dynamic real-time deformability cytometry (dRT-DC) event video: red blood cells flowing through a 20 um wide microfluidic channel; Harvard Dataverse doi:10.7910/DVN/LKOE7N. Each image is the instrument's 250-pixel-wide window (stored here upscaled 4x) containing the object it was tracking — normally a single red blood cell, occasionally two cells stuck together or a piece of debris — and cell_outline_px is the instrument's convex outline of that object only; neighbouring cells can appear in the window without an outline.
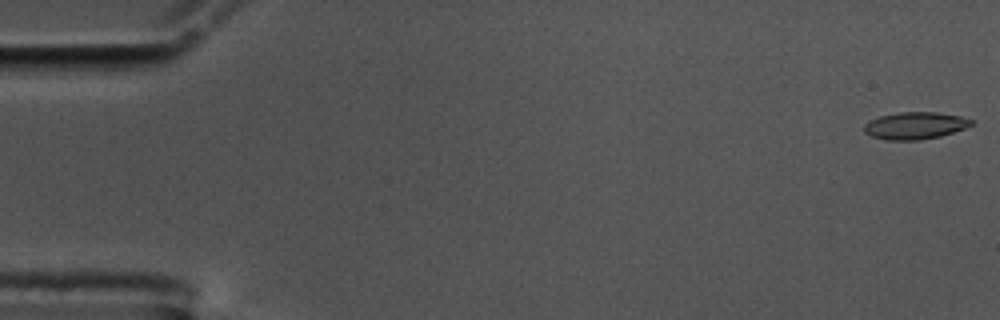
{"species": "common noctule bat (a hibernating species)", "species_latin": "Nyctalus noctula", "temperature_condition": "cold", "stored_images_in_passage": 57, "camera_frame_rate_fps": 3000, "um_per_image_px": 0.085, "animal": {"sex": "male", "body_mass_g": 17.5, "forearm_length_mm": 52.3}, "frame": {"image": 1, "passage_image": 1, "time_ms": 0.0, "image_size_px": [1000, 320], "cell_outline_px": [[972, 124], [964, 128], [940, 136], [920, 140], [888, 140], [872, 136], [864, 132], [864, 124], [880, 116], [900, 112], [936, 112], [960, 116], [972, 120]], "centroid_in_image_um": [77.76, 10.68], "position_along_channel_um": 7.2, "area_um2": 16.7}}
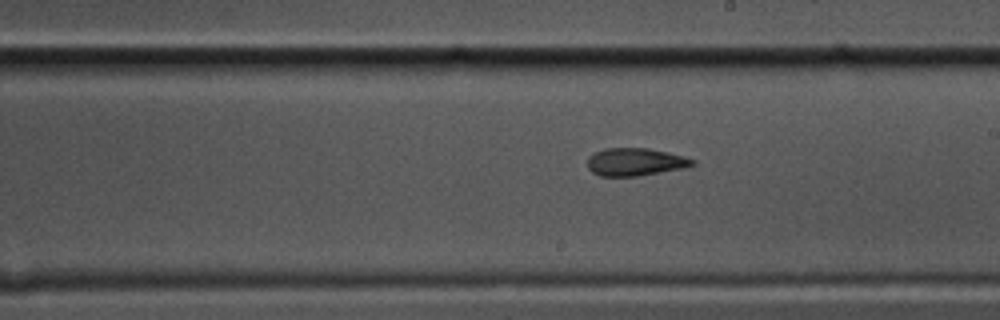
{"frame": {"image": 2, "passage_image": 32, "time_ms": 10.333, "image_size_px": [1000, 320], "cell_outline_px": [[696, 164], [684, 168], [640, 176], [600, 176], [592, 172], [588, 168], [588, 156], [592, 152], [604, 148], [648, 148], [668, 152], [684, 156], [696, 160]], "centroid_in_image_um": [53.99, 13.76], "position_along_channel_um": 235.0, "area_um2": 17.22}}
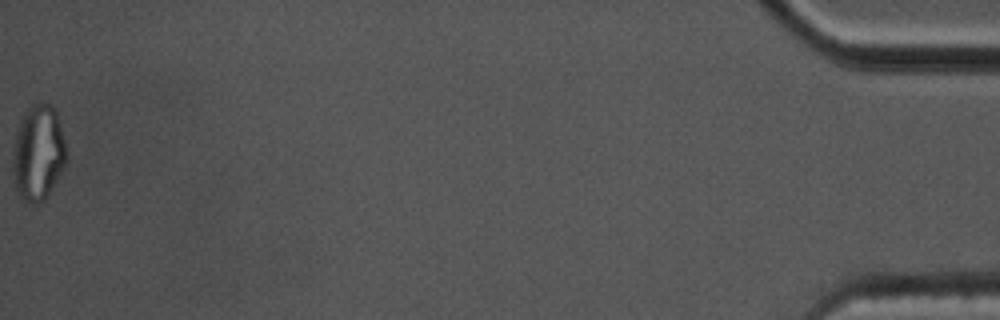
{"frame": {"image": 3, "passage_image": 57, "time_ms": 18.667, "image_size_px": [1000, 320], "cell_outline_px": [[68, 160], [44, 200], [36, 204], [32, 204], [20, 200], [16, 192], [12, 172], [12, 148], [16, 132], [20, 120], [24, 112], [32, 104], [40, 100], [48, 104], [56, 112], [68, 152]], "centroid_in_image_um": [3.22, 13.0], "position_along_channel_um": 432.0, "area_um2": 30.46}, "authors_computed_cell_mechanics": {"area_um2": 17.3978, "velocity_mm_per_s": 3.5693, "shape_relaxation_time_tau1_ms": 7.6468, "shape_relaxation_time_tau2_ms": 4.1921, "deformation_change_tau1": 0.1991, "deformation_change_tau2": 0.0961}}